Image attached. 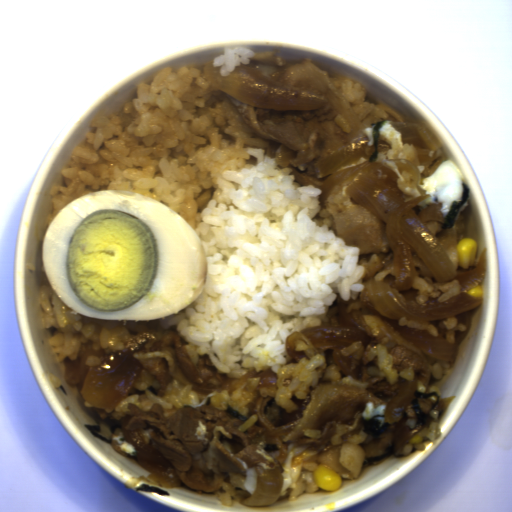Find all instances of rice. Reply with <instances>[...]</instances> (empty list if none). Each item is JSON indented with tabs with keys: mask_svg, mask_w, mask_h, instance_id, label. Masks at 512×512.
Wrapping results in <instances>:
<instances>
[{
	"mask_svg": "<svg viewBox=\"0 0 512 512\" xmlns=\"http://www.w3.org/2000/svg\"><path fill=\"white\" fill-rule=\"evenodd\" d=\"M398 325L419 329L434 338L442 334L450 344L456 343V332H465L467 328L463 322L459 323L457 317L454 316L433 322L415 321L408 317H403L399 319Z\"/></svg>",
	"mask_w": 512,
	"mask_h": 512,
	"instance_id": "e3fd555f",
	"label": "rice"
},
{
	"mask_svg": "<svg viewBox=\"0 0 512 512\" xmlns=\"http://www.w3.org/2000/svg\"><path fill=\"white\" fill-rule=\"evenodd\" d=\"M318 462H302L299 476L288 494V502L298 497L301 493L316 492L320 488L316 484L313 472L316 471Z\"/></svg>",
	"mask_w": 512,
	"mask_h": 512,
	"instance_id": "a3056103",
	"label": "rice"
},
{
	"mask_svg": "<svg viewBox=\"0 0 512 512\" xmlns=\"http://www.w3.org/2000/svg\"><path fill=\"white\" fill-rule=\"evenodd\" d=\"M328 77L365 126L353 142L362 137H367V146L374 145L373 130L375 124L376 122L385 121L379 128L378 143L390 144L391 150L387 152H377L374 162H380L385 159H406L417 166L420 164L413 143H403V137L400 131L395 129L391 123L393 119L390 113L371 102H365L367 97L366 88L348 77L339 75Z\"/></svg>",
	"mask_w": 512,
	"mask_h": 512,
	"instance_id": "023b6e5f",
	"label": "rice"
},
{
	"mask_svg": "<svg viewBox=\"0 0 512 512\" xmlns=\"http://www.w3.org/2000/svg\"><path fill=\"white\" fill-rule=\"evenodd\" d=\"M412 285L416 291L414 301L425 302L432 298L435 301L445 302L460 294V286L456 281L435 283L432 278L414 276Z\"/></svg>",
	"mask_w": 512,
	"mask_h": 512,
	"instance_id": "acb35da6",
	"label": "rice"
},
{
	"mask_svg": "<svg viewBox=\"0 0 512 512\" xmlns=\"http://www.w3.org/2000/svg\"><path fill=\"white\" fill-rule=\"evenodd\" d=\"M409 430H414L416 428V418H408L404 423Z\"/></svg>",
	"mask_w": 512,
	"mask_h": 512,
	"instance_id": "0b520998",
	"label": "rice"
},
{
	"mask_svg": "<svg viewBox=\"0 0 512 512\" xmlns=\"http://www.w3.org/2000/svg\"><path fill=\"white\" fill-rule=\"evenodd\" d=\"M428 357L431 366L430 377L438 381L444 376H449L452 367V361L449 362L447 360H439L429 355Z\"/></svg>",
	"mask_w": 512,
	"mask_h": 512,
	"instance_id": "f2f60c81",
	"label": "rice"
},
{
	"mask_svg": "<svg viewBox=\"0 0 512 512\" xmlns=\"http://www.w3.org/2000/svg\"><path fill=\"white\" fill-rule=\"evenodd\" d=\"M428 399H431L433 402H434L435 400H437V399H436V397H435V395H431L430 397H428Z\"/></svg>",
	"mask_w": 512,
	"mask_h": 512,
	"instance_id": "e7b20468",
	"label": "rice"
},
{
	"mask_svg": "<svg viewBox=\"0 0 512 512\" xmlns=\"http://www.w3.org/2000/svg\"><path fill=\"white\" fill-rule=\"evenodd\" d=\"M439 402L432 407L428 412V417L420 430L401 448L397 450L396 457H405L411 455L414 450L425 449L427 440H436L440 437L441 423H440V410Z\"/></svg>",
	"mask_w": 512,
	"mask_h": 512,
	"instance_id": "b023fe2a",
	"label": "rice"
},
{
	"mask_svg": "<svg viewBox=\"0 0 512 512\" xmlns=\"http://www.w3.org/2000/svg\"><path fill=\"white\" fill-rule=\"evenodd\" d=\"M372 348L368 352L367 359L370 361L377 357L378 367L384 372L387 384L390 386L396 382L413 381L417 376V388L423 394H430L431 388H427L423 378L411 367L407 370H396L393 366V357L389 354L388 348L384 344H380L375 339L370 342Z\"/></svg>",
	"mask_w": 512,
	"mask_h": 512,
	"instance_id": "8eca5e8b",
	"label": "rice"
},
{
	"mask_svg": "<svg viewBox=\"0 0 512 512\" xmlns=\"http://www.w3.org/2000/svg\"><path fill=\"white\" fill-rule=\"evenodd\" d=\"M73 148L69 167L59 170L50 191L48 224L80 196L99 190L139 194L161 202L196 233L204 252L206 286L200 297L176 314L158 320H101L85 317L53 289L45 276L38 293L45 347L64 375L83 344L108 354L125 349L123 338L142 332H177L192 363L207 355L215 369L235 381L270 369L276 387L256 388L250 378L234 390L199 395L192 385L159 381L145 390L133 386L105 421L129 414L128 403L166 416L180 408L229 407L246 417L236 430L259 425L260 396L293 414L294 395L308 399L319 384L369 386L364 382L366 346L352 342L340 351L361 366L357 379L332 359L334 350L315 352L301 339L295 360L286 348L291 332L341 324L337 295L346 313L376 315L360 302L366 269L359 247L338 237L332 213L356 203L346 184L321 208V189L301 185L290 167L276 162L269 142L251 134L231 96L211 85L204 71L170 66L137 83L136 100L120 113L89 121ZM377 316V315H376Z\"/></svg>",
	"mask_w": 512,
	"mask_h": 512,
	"instance_id": "652b925c",
	"label": "rice"
}]
</instances>
